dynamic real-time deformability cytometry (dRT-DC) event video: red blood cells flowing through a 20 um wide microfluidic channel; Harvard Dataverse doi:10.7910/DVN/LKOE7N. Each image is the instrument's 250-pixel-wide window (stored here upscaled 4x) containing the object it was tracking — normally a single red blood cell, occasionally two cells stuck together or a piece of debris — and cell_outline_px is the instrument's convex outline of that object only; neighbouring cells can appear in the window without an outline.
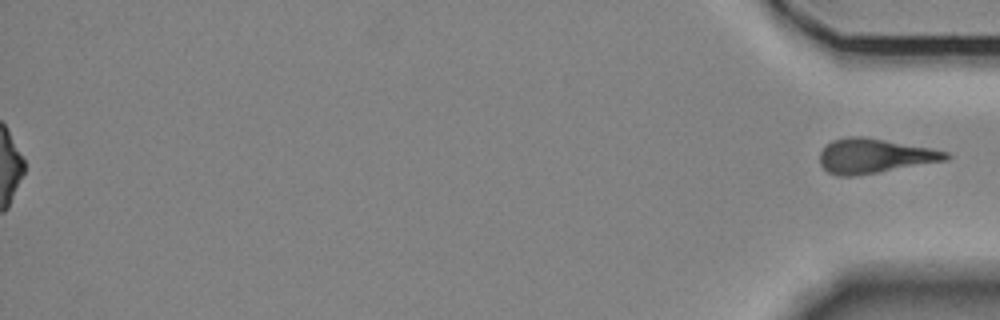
{"species": "Egyptian fruit bat (a non-hibernating species)", "species_latin": "Rousettus aegyptiacus", "temperature_condition": "room temperature", "stored_images_in_passage": 55, "segment_of_instrument_passage": [2, 2], "camera_frame_rate_fps": 3000, "um_per_image_px": 0.085, "animal": {"sex": "female"}, "frame": {"image": 1, "passage_image": 55, "time_ms": 18.0, "image_size_px": [1000, 320], "cell_outline_px": [[952, 156], [948, 160], [852, 176], [840, 176], [828, 172], [820, 164], [820, 152], [832, 140], [848, 136], [864, 136], [928, 148], [948, 152]], "centroid_in_image_um": [74.31, 13.24], "position_along_channel_um": 360.9, "area_um2": 25.03}}